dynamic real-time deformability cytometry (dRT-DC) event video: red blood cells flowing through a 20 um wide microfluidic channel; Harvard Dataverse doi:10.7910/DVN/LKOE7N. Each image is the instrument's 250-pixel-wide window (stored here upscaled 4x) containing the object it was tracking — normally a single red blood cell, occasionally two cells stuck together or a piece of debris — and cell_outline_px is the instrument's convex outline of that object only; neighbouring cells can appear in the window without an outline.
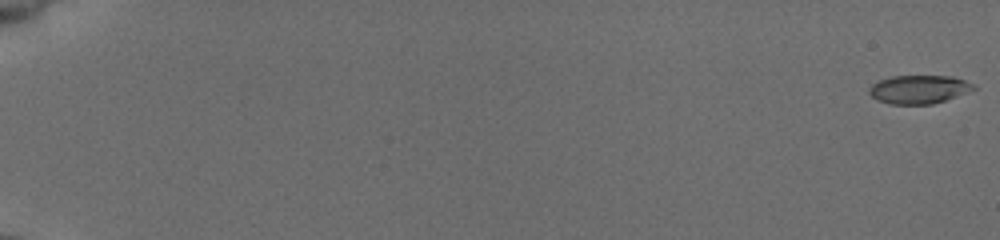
{"species": "common noctule bat (a hibernating species)", "species_latin": "Nyctalus noctula", "temperature_condition": "cold", "stored_images_in_passage": 55, "camera_frame_rate_fps": 3000, "um_per_image_px": 0.085, "animal": {"sex": "female", "body_mass_g": 19.5, "forearm_length_mm": 54.1}, "frame": {"image": 1, "passage_image": 1, "time_ms": 0.0, "image_size_px": [1000, 240], "cell_outline_px": [[976, 88], [956, 96], [932, 104], [888, 104], [876, 100], [868, 92], [868, 88], [872, 84], [880, 80], [892, 76], [952, 76], [976, 84]], "centroid_in_image_um": [78.08, 7.59], "position_along_channel_um": 6.9, "area_um2": 17.28}}
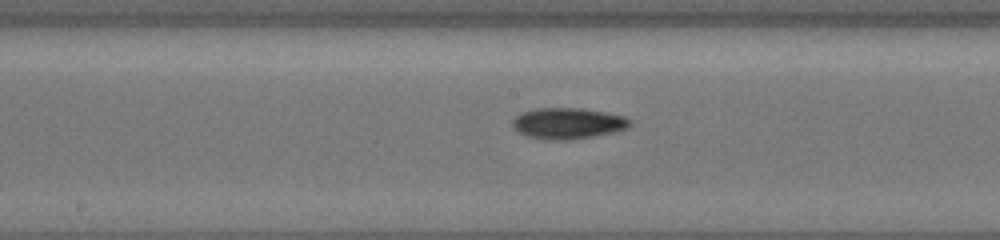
{"frame": {"image": 2, "passage_image": 32, "time_ms": 10.333, "image_size_px": [1000, 240], "cell_outline_px": [[632, 124], [628, 128], [612, 132], [592, 136], [568, 140], [552, 140], [528, 136], [512, 128], [512, 120], [520, 112], [536, 108], [580, 108], [628, 116], [632, 120]], "centroid_in_image_um": [48.28, 10.47], "position_along_channel_um": 199.9, "area_um2": 21.33}}
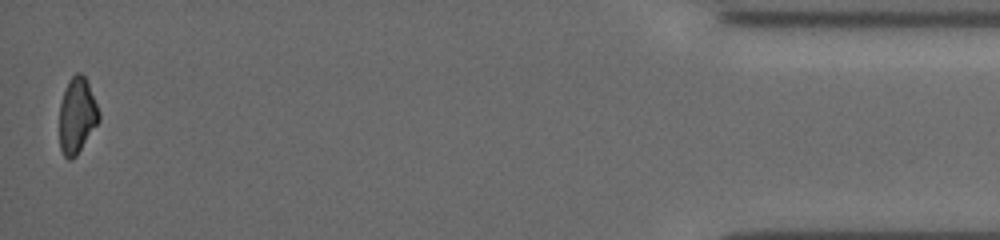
{"frame": {"image": 3, "passage_image": 55, "time_ms": 18.0, "image_size_px": [1000, 240], "cell_outline_px": [[100, 120], [76, 156], [68, 160], [64, 156], [60, 148], [60, 104], [68, 80], [76, 72], [80, 72], [84, 76], [88, 84], [100, 112]], "centroid_in_image_um": [6.55, 9.83], "position_along_channel_um": 428.7, "area_um2": 17.28}, "authors_computed_cell_mechanics": {"area_um2": 18.785, "velocity_mm_per_s": 3.9334, "shape_relaxation_time_tau1_ms": 2.0205, "shape_relaxation_time_tau2_ms": null, "deformation_change_tau1": 0.1096, "deformation_change_tau2": null}}